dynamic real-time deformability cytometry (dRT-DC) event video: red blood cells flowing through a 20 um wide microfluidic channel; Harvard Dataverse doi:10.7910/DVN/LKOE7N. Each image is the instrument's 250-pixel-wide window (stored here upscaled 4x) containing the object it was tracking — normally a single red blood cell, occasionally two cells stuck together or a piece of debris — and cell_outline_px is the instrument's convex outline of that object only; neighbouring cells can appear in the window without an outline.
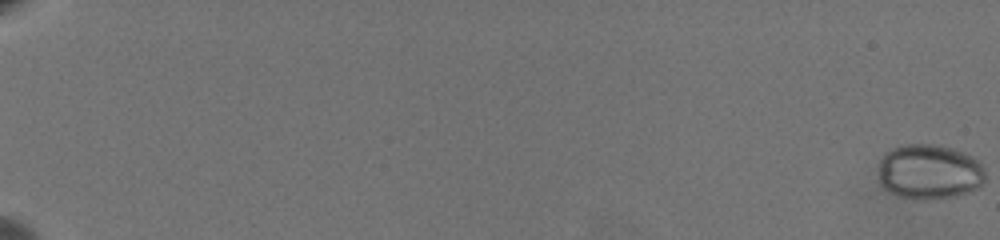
{"species": "common noctule bat (a hibernating species)", "species_latin": "Nyctalus noctula", "temperature_condition": "warm", "stored_images_in_passage": 66, "camera_frame_rate_fps": 3000, "um_per_image_px": 0.085, "animal": {"sex": "female", "body_mass_g": 19.5, "forearm_length_mm": 54.1}, "frame": {"image": 1, "passage_image": 1, "time_ms": 0.0, "image_size_px": [1000, 240], "cell_outline_px": [[984, 180], [980, 188], [956, 196], [932, 200], [928, 200], [900, 196], [884, 188], [880, 184], [876, 172], [880, 160], [892, 148], [908, 144], [936, 144], [952, 148], [964, 152], [980, 160], [984, 168]], "centroid_in_image_um": [79.01, 14.6], "position_along_channel_um": 6.0, "area_um2": 34.68}}
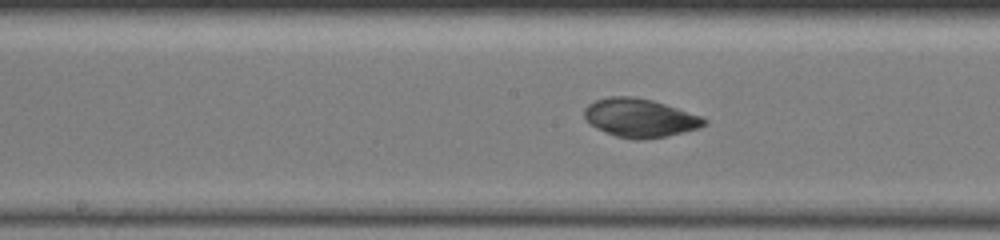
{"frame": {"image": 2, "passage_image": 39, "time_ms": 12.667, "image_size_px": [1000, 240], "cell_outline_px": [[708, 124], [700, 128], [684, 132], [664, 136], [640, 140], [632, 140], [616, 136], [596, 128], [588, 124], [584, 120], [584, 108], [588, 104], [596, 100], [608, 96], [632, 96], [652, 100], [700, 116], [708, 120]], "centroid_in_image_um": [54.35, 10.03], "position_along_channel_um": 193.8, "area_um2": 26.99}}
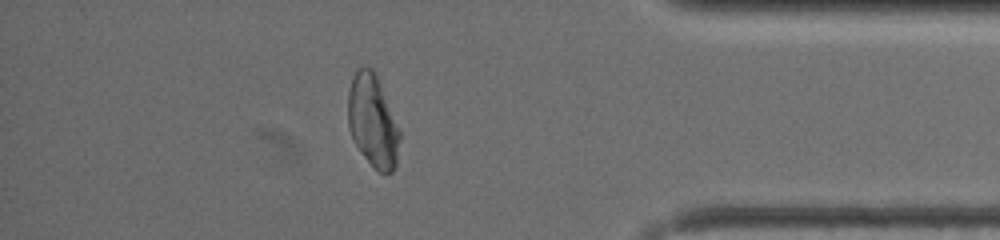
{"frame": {"image": 3, "passage_image": 59, "time_ms": 19.333, "image_size_px": [1000, 240], "cell_outline_px": [[400, 140], [396, 164], [392, 172], [384, 176], [364, 156], [352, 140], [348, 128], [348, 92], [352, 76], [356, 68], [364, 64], [372, 68], [376, 72], [400, 132]], "centroid_in_image_um": [31.67, 10.25], "position_along_channel_um": 403.5, "area_um2": 28.15}, "authors_computed_cell_mechanics": {"area_um2": 29.7381, "velocity_mm_per_s": 3.4781, "shape_relaxation_time_tau1_ms": null, "shape_relaxation_time_tau2_ms": 1.5965, "deformation_change_tau1": null, "deformation_change_tau2": 0.0352}}